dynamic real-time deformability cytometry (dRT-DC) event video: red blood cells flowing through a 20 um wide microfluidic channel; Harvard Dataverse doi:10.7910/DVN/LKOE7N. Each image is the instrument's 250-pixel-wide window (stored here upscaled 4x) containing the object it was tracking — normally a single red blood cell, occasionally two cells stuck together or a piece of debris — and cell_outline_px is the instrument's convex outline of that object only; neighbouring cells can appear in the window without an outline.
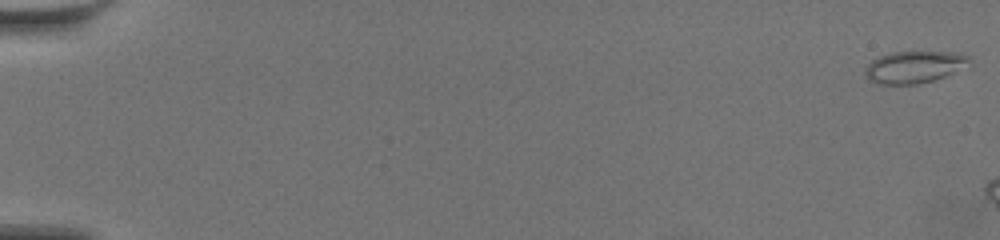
{"species": "common noctule bat (a hibernating species)", "species_latin": "Nyctalus noctula", "temperature_condition": "warm", "stored_images_in_passage": 16, "camera_frame_rate_fps": 3000, "um_per_image_px": 0.085, "animal": {"sex": "female", "body_mass_g": 19.5, "forearm_length_mm": 54.1}, "frame": {"image": 1, "passage_image": 1, "time_ms": 0.0, "image_size_px": [1000, 240], "cell_outline_px": [[968, 60], [952, 72], [944, 76], [920, 84], [876, 84], [864, 76], [864, 68], [872, 60], [880, 56], [892, 52], [956, 52], [968, 56]], "centroid_in_image_um": [77.57, 5.7], "position_along_channel_um": 7.4, "area_um2": 18.96}}